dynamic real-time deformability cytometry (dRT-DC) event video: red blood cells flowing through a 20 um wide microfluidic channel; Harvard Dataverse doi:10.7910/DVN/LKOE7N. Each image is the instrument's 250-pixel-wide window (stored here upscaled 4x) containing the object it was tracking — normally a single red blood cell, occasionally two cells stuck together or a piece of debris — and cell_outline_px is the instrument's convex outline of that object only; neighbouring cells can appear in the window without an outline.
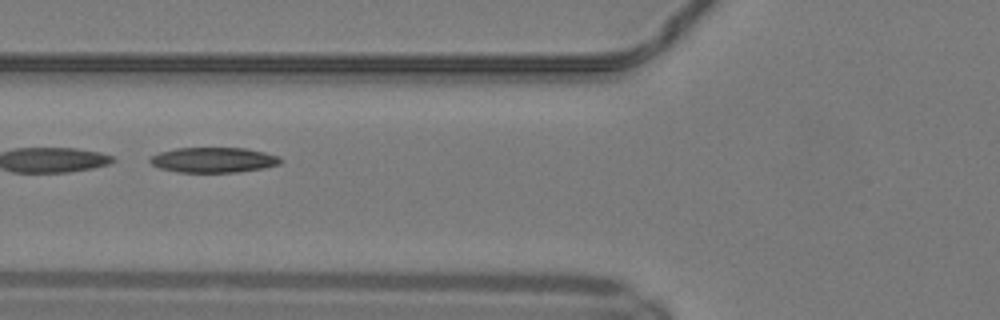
{"species": "common noctule bat (a hibernating species)", "species_latin": "Nyctalus noctula", "temperature_condition": "warm", "stored_images_in_passage": 26, "camera_frame_rate_fps": 3000, "um_per_image_px": 0.085, "animal": {"sex": "male", "body_mass_g": 19.2, "forearm_length_mm": 51.8}, "frame": {"image": 1, "passage_image": 8, "time_ms": 2.333, "image_size_px": [1000, 320], "cell_outline_px": [[280, 164], [264, 168], [236, 172], [180, 172], [160, 168], [152, 164], [148, 160], [152, 156], [160, 152], [176, 148], [244, 148], [264, 152], [280, 156]], "centroid_in_image_um": [18.15, 13.59], "position_along_channel_um": 107.6, "area_um2": 19.02}}